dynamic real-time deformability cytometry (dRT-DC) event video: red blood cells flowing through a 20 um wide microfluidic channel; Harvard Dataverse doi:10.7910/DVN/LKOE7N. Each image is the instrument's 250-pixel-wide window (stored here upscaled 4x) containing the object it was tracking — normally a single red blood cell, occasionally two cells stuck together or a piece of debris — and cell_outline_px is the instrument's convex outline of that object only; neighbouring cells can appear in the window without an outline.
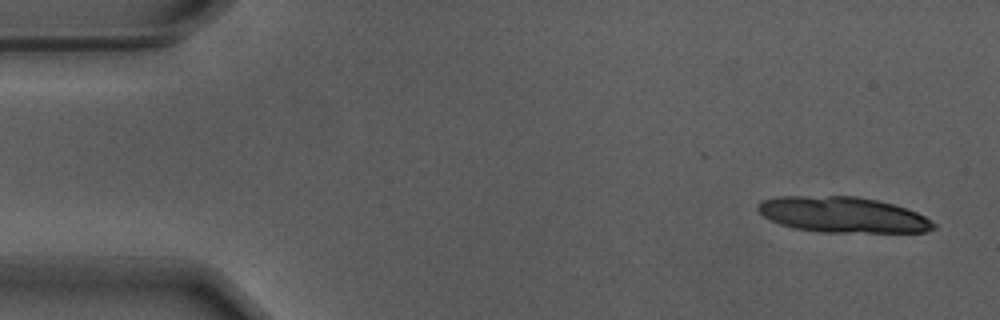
{"species": "Egyptian fruit bat (a non-hibernating species)", "species_latin": "Rousettus aegyptiacus", "temperature_condition": "warm", "stored_images_in_passage": 15, "camera_frame_rate_fps": 3000, "um_per_image_px": 0.085, "animal": {"sex": "male"}, "frame": {"image": 1, "passage_image": 3, "time_ms": 0.667, "image_size_px": [1000, 320], "cell_outline_px": [[936, 228], [924, 232], [820, 232], [792, 228], [780, 224], [764, 216], [756, 208], [756, 204], [760, 200], [780, 196], [856, 196], [876, 200], [892, 204], [916, 212], [924, 216], [936, 224]], "centroid_in_image_um": [71.6, 18.25], "position_along_channel_um": 13.4, "area_um2": 36.53}}